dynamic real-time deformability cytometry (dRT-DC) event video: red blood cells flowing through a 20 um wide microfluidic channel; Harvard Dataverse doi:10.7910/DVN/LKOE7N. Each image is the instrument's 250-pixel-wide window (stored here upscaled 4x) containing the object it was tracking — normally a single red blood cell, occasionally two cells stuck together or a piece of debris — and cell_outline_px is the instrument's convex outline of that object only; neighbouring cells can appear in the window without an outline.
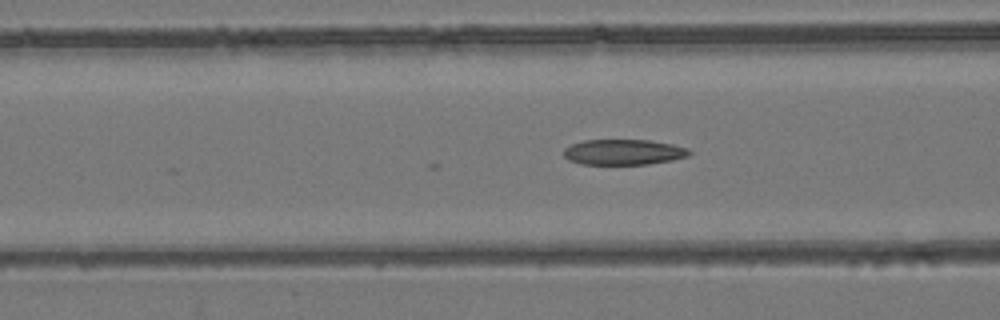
{"species": "common noctule bat (a hibernating species)", "species_latin": "Nyctalus noctula", "temperature_condition": "room temperature", "stored_images_in_passage": 21, "camera_frame_rate_fps": 3000, "um_per_image_px": 0.085, "animal": {"sex": "female", "body_mass_g": 24.6, "forearm_length_mm": 56.2}, "frame": {"image": 1, "passage_image": 21, "time_ms": 6.667, "image_size_px": [1000, 320], "cell_outline_px": [[692, 152], [688, 156], [672, 160], [648, 164], [580, 164], [568, 160], [564, 156], [564, 148], [572, 144], [584, 140], [648, 140], [672, 144], [688, 148]], "centroid_in_image_um": [53.0, 12.93], "position_along_channel_um": 113.6, "area_um2": 18.67}}